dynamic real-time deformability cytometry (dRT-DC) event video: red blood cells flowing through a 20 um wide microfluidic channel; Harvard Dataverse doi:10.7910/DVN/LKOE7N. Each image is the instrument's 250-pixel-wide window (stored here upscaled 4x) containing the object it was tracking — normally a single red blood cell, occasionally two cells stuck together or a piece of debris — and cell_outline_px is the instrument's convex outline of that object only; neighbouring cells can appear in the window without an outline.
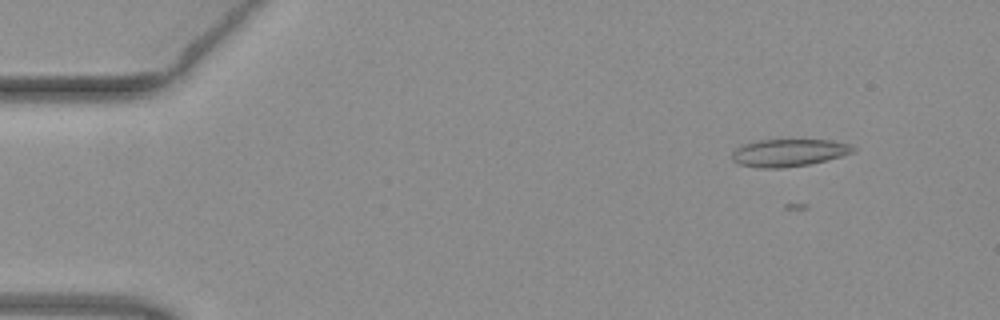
{"species": "common noctule bat (a hibernating species)", "species_latin": "Nyctalus noctula", "temperature_condition": "warm", "stored_images_in_passage": 15, "camera_frame_rate_fps": 3000, "um_per_image_px": 0.085, "animal": {"sex": "female", "body_mass_g": 19.3, "forearm_length_mm": 54.1}, "frame": {"image": 1, "passage_image": 5, "time_ms": 1.333, "image_size_px": [1000, 320], "cell_outline_px": [[856, 148], [852, 152], [840, 156], [808, 164], [780, 168], [760, 168], [740, 164], [732, 160], [732, 152], [740, 144], [760, 140], [832, 140], [848, 144]], "centroid_in_image_um": [66.98, 12.97], "position_along_channel_um": 18.0, "area_um2": 19.13}}
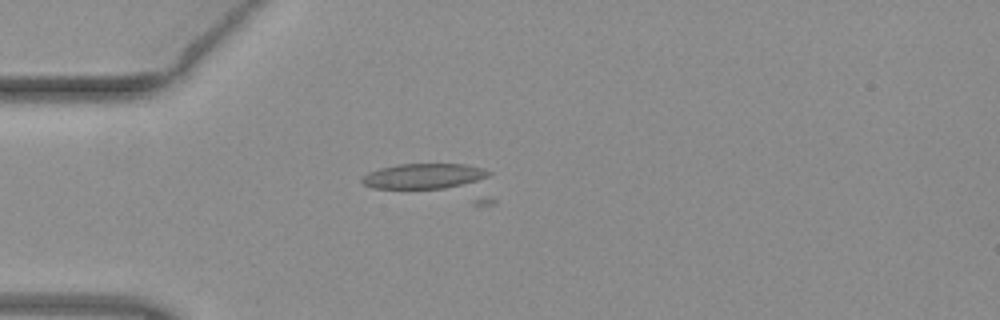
{"frame": {"image": 2, "passage_image": 14, "time_ms": 4.333, "image_size_px": [1000, 320], "cell_outline_px": [[492, 172], [488, 176], [476, 180], [444, 188], [372, 188], [364, 184], [360, 180], [368, 172], [380, 168], [400, 164], [464, 164], [484, 168]], "centroid_in_image_um": [35.99, 14.95], "position_along_channel_um": 49.0, "area_um2": 18.26}}